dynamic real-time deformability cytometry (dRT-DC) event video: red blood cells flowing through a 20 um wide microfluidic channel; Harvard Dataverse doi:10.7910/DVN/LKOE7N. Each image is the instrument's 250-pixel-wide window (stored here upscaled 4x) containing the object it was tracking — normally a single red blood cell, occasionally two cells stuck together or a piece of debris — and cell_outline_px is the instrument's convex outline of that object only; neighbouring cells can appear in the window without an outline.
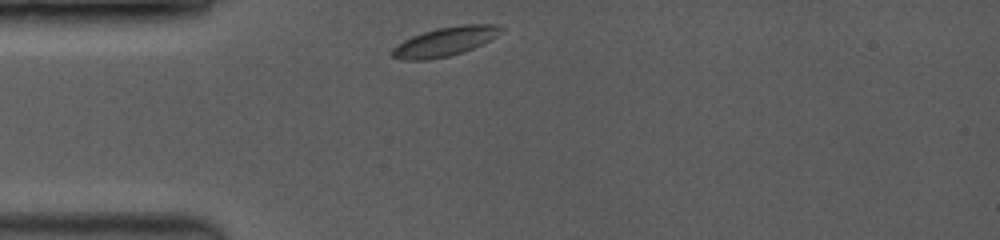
{"species": "common noctule bat (a hibernating species)", "species_latin": "Nyctalus noctula", "temperature_condition": "room temperature", "stored_images_in_passage": 5, "camera_frame_rate_fps": 3500, "um_per_image_px": 0.085, "animal": {"sex": "female", "body_mass_g": 19.0, "forearm_length_mm": 53.3}, "frame": {"image": 1, "passage_image": 1, "time_ms": 0.0, "image_size_px": [1000, 240], "cell_outline_px": [[504, 32], [472, 48], [448, 56], [424, 60], [404, 60], [392, 56], [392, 48], [396, 44], [412, 36], [436, 28], [460, 24], [500, 24], [504, 28]], "centroid_in_image_um": [37.84, 3.51], "position_along_channel_um": 47.2, "area_um2": 18.32}}
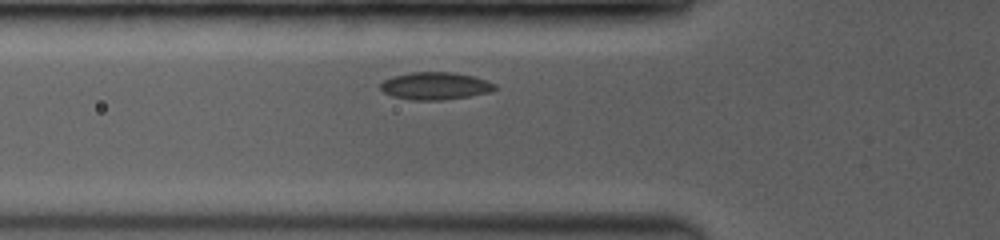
{"frame": {"image": 2, "passage_image": 4, "time_ms": 1.429, "image_size_px": [1000, 240], "cell_outline_px": [[500, 88], [492, 92], [444, 100], [412, 100], [392, 96], [384, 92], [380, 88], [380, 84], [384, 80], [392, 76], [412, 72], [452, 72], [472, 76], [496, 84]], "centroid_in_image_um": [37.02, 7.31], "position_along_channel_um": 88.8, "area_um2": 18.38}}